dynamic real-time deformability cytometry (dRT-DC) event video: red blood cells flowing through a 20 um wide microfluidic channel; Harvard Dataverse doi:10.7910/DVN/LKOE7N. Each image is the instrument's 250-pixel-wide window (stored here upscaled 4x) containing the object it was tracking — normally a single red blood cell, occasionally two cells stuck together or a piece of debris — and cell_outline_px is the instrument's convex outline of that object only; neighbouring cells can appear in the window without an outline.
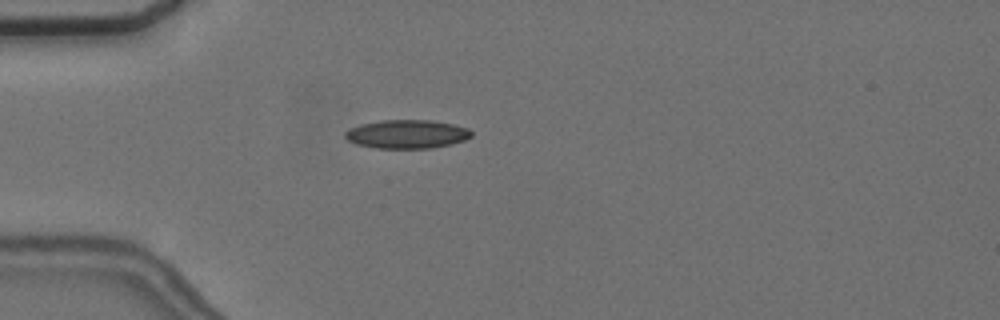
{"species": "common noctule bat (a hibernating species)", "species_latin": "Nyctalus noctula", "temperature_condition": "cold", "stored_images_in_passage": 5, "camera_frame_rate_fps": 3000, "um_per_image_px": 0.085, "animal": {"sex": "female", "body_mass_g": 24.6, "forearm_length_mm": 56.2}, "frame": {"image": 1, "passage_image": 4, "time_ms": 3.667, "image_size_px": [1000, 320], "cell_outline_px": [[472, 136], [464, 140], [452, 144], [432, 148], [376, 148], [356, 144], [348, 140], [344, 136], [344, 132], [348, 128], [360, 124], [380, 120], [432, 120], [452, 124], [468, 128], [472, 132]], "centroid_in_image_um": [34.57, 11.39], "position_along_channel_um": 50.4, "area_um2": 21.21}}